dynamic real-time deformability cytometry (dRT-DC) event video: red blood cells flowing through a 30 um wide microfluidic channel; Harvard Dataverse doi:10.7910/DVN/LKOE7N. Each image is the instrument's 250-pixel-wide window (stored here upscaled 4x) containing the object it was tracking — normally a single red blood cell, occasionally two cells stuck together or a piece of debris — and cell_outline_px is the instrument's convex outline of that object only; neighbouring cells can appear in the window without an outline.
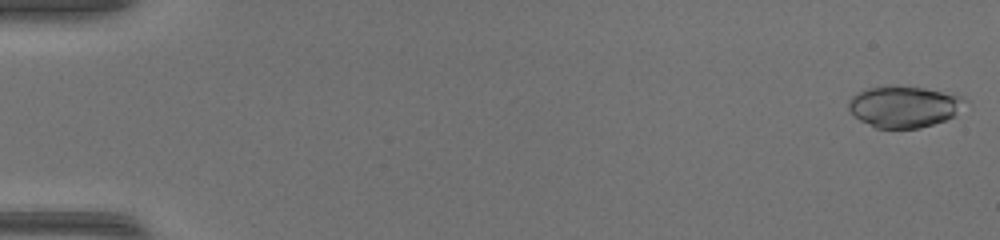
{"species": "common noctule bat (a hibernating species)", "species_latin": "Nyctalus noctula", "temperature_condition": "warm", "stored_images_in_passage": 48, "camera_frame_rate_fps": 3000, "um_per_image_px": 0.085, "animal": {"sex": "female", "body_mass_g": 17.0, "forearm_length_mm": 48.0}, "frame": {"image": 1, "passage_image": 1, "time_ms": 0.0, "image_size_px": [1000, 240], "cell_outline_px": [[972, 100], [956, 116], [920, 128], [876, 128], [860, 120], [848, 108], [848, 100], [852, 96], [864, 88], [884, 84], [896, 84], [956, 92]], "centroid_in_image_um": [76.95, 9.01], "position_along_channel_um": 8.1, "area_um2": 29.36}}
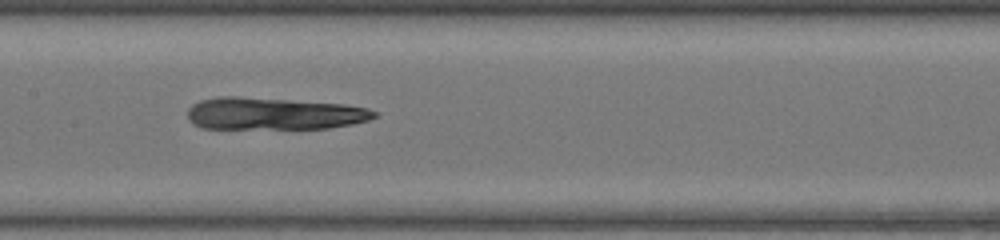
{"frame": {"image": 2, "passage_image": 25, "time_ms": 8.0, "image_size_px": [1000, 240], "cell_outline_px": [[376, 116], [368, 120], [352, 124], [328, 128], [200, 128], [192, 124], [188, 120], [188, 108], [192, 104], [200, 100], [216, 96], [236, 96], [344, 104], [368, 108], [376, 112]], "centroid_in_image_um": [23.21, 9.65], "position_along_channel_um": 184.2, "area_um2": 35.03}}
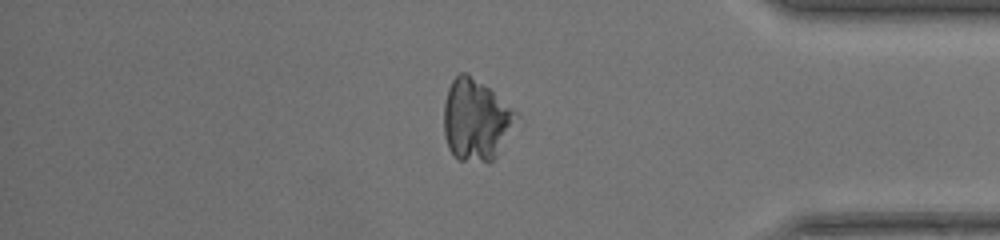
{"frame": {"image": 3, "passage_image": 41, "time_ms": 13.333, "image_size_px": [1000, 240], "cell_outline_px": [[516, 112], [496, 156], [488, 164], [460, 160], [448, 148], [444, 136], [444, 104], [448, 88], [452, 80], [460, 72], [468, 72], [488, 88]], "centroid_in_image_um": [40.36, 10.19], "position_along_channel_um": 394.8, "area_um2": 33.29}}